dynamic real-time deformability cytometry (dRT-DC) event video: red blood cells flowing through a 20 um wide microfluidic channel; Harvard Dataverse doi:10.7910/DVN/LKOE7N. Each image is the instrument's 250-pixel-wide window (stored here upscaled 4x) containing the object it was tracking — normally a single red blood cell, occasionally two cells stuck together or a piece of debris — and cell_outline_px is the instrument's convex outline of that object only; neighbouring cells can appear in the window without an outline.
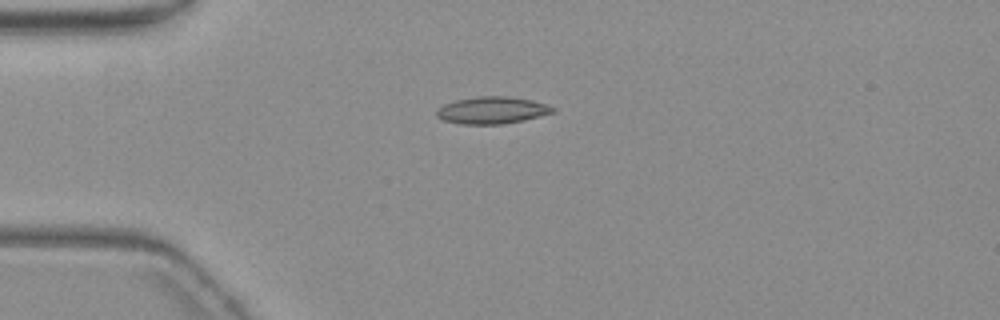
{"species": "common noctule bat (a hibernating species)", "species_latin": "Nyctalus noctula", "temperature_condition": "warm", "stored_images_in_passage": 1, "camera_frame_rate_fps": 3000, "um_per_image_px": 0.085, "animal": {"sex": "female", "body_mass_g": 19.3, "forearm_length_mm": 54.1}, "frame": {"image": 1, "passage_image": 1, "time_ms": 0.0, "image_size_px": [1000, 320], "cell_outline_px": [[556, 112], [524, 120], [504, 124], [460, 124], [444, 120], [436, 116], [436, 112], [444, 104], [456, 100], [476, 96], [508, 96], [532, 100], [556, 108]], "centroid_in_image_um": [41.84, 9.37], "position_along_channel_um": 43.2, "area_um2": 18.32}}